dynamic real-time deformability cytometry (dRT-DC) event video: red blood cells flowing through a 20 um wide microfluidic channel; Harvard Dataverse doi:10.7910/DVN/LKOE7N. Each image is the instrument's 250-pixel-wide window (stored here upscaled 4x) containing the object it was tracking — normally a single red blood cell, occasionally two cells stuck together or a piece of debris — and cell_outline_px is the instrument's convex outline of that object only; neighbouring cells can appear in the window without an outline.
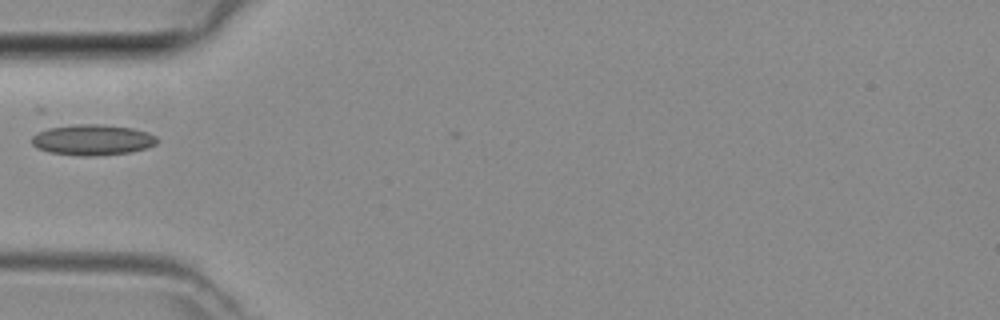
{"species": "common noctule bat (a hibernating species)", "species_latin": "Nyctalus noctula", "temperature_condition": "room temperature", "stored_images_in_passage": 32, "camera_frame_rate_fps": 3000, "um_per_image_px": 0.085, "animal": {"sex": "female", "body_mass_g": 29.2, "forearm_length_mm": 56.3}, "frame": {"image": 1, "passage_image": 1, "time_ms": 0.0, "image_size_px": [1000, 320], "cell_outline_px": [[160, 140], [156, 144], [148, 148], [132, 152], [96, 156], [76, 156], [52, 152], [40, 148], [32, 144], [32, 136], [48, 124], [100, 124], [132, 128], [148, 132], [156, 136]], "centroid_in_image_um": [7.84, 11.86], "position_along_channel_um": 77.2, "area_um2": 23.12}}
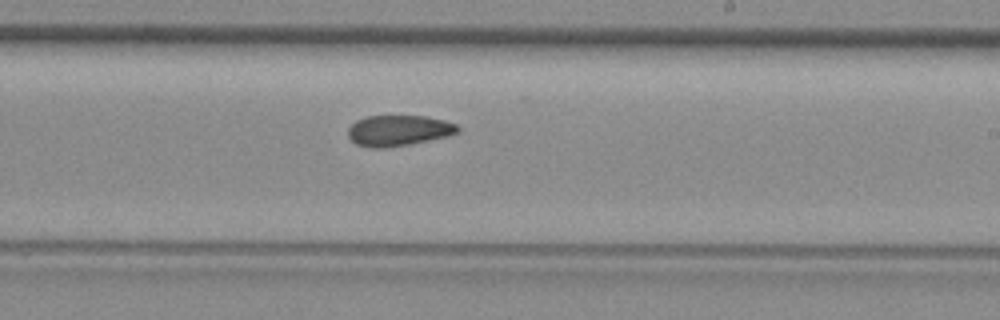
{"frame": {"image": 2, "passage_image": 13, "time_ms": 4.0, "image_size_px": [1000, 320], "cell_outline_px": [[460, 132], [448, 136], [408, 144], [384, 148], [372, 148], [356, 144], [348, 136], [348, 128], [356, 120], [368, 116], [424, 116], [444, 120], [456, 124], [460, 128]], "centroid_in_image_um": [33.88, 11.09], "position_along_channel_um": 255.1, "area_um2": 19.59}}
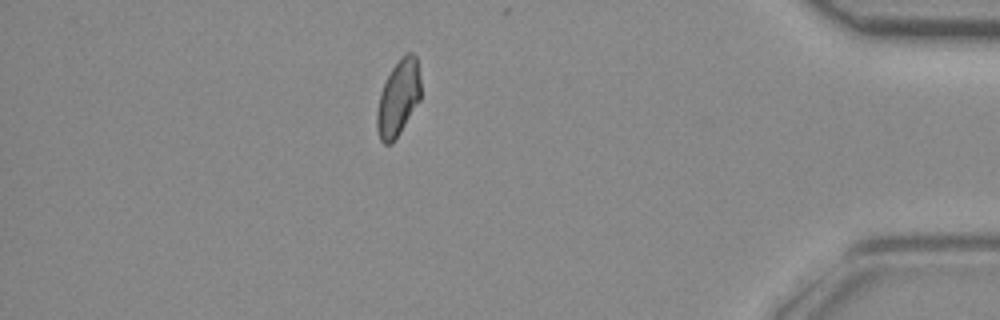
{"frame": {"image": 3, "passage_image": 26, "time_ms": 8.333, "image_size_px": [1000, 320], "cell_outline_px": [[420, 100], [400, 132], [392, 144], [384, 144], [380, 140], [376, 128], [376, 112], [380, 92], [392, 68], [400, 56], [408, 52], [412, 52], [416, 56], [420, 76]], "centroid_in_image_um": [33.84, 8.33], "position_along_channel_um": 401.4, "area_um2": 19.48}}